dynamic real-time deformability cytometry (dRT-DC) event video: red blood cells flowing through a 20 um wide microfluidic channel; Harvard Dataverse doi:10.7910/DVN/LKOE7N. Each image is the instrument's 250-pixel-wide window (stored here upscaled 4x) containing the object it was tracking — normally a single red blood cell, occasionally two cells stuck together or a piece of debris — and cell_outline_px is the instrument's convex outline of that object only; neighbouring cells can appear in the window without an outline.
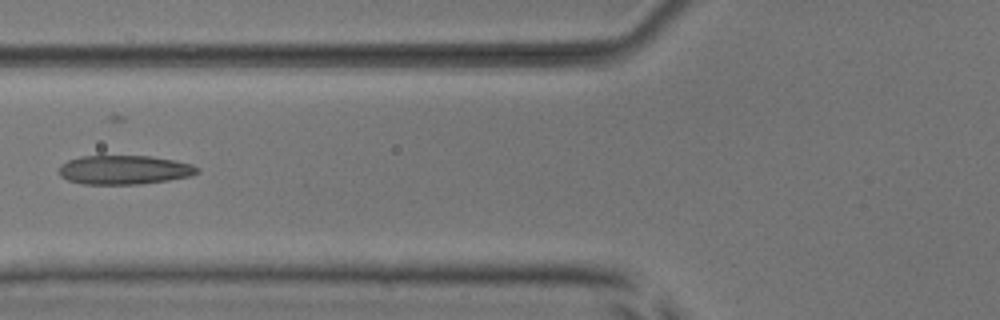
{"species": "common noctule bat (a hibernating species)", "species_latin": "Nyctalus noctula", "temperature_condition": "room temperature", "stored_images_in_passage": 6, "camera_frame_rate_fps": 3000, "um_per_image_px": 0.085, "animal": {"sex": "male", "body_mass_g": 17.9, "forearm_length_mm": 54.2}, "frame": {"image": 1, "passage_image": 6, "time_ms": 6.667, "image_size_px": [1000, 320], "cell_outline_px": [[200, 172], [192, 176], [168, 180], [140, 184], [84, 184], [68, 180], [60, 176], [60, 164], [68, 160], [80, 156], [148, 156], [172, 160], [192, 164], [200, 168]], "centroid_in_image_um": [10.58, 14.44], "position_along_channel_um": 115.2, "area_um2": 23.41}}